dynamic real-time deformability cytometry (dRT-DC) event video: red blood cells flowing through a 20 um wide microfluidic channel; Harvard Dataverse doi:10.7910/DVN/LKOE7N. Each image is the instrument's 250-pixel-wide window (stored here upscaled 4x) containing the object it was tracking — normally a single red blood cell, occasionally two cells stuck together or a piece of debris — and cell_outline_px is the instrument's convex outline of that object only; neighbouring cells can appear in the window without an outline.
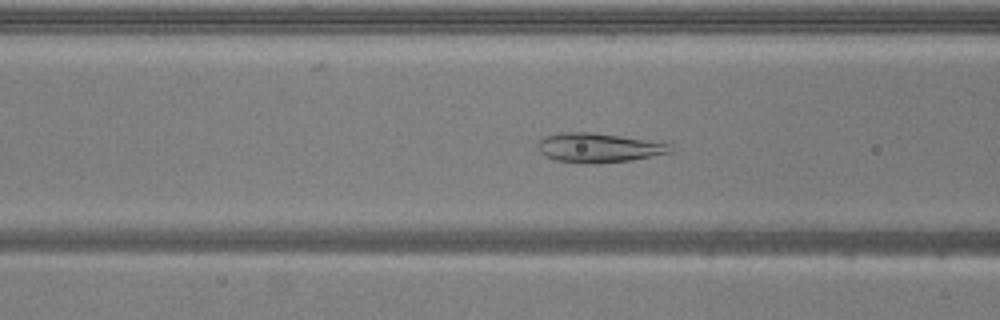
{"species": "common noctule bat (a hibernating species)", "species_latin": "Nyctalus noctula", "temperature_condition": "warm", "stored_images_in_passage": 53, "camera_frame_rate_fps": 3000, "um_per_image_px": 0.085, "animal": {"sex": "male", "body_mass_g": 20.5, "forearm_length_mm": 52.5}, "frame": {"image": 1, "passage_image": 19, "time_ms": 6.0, "image_size_px": [1000, 320], "cell_outline_px": [[672, 152], [632, 160], [556, 160], [544, 156], [536, 148], [536, 144], [544, 136], [560, 132], [592, 132], [620, 136], [668, 144]], "centroid_in_image_um": [50.8, 12.5], "position_along_channel_um": 115.8, "area_um2": 21.39}}
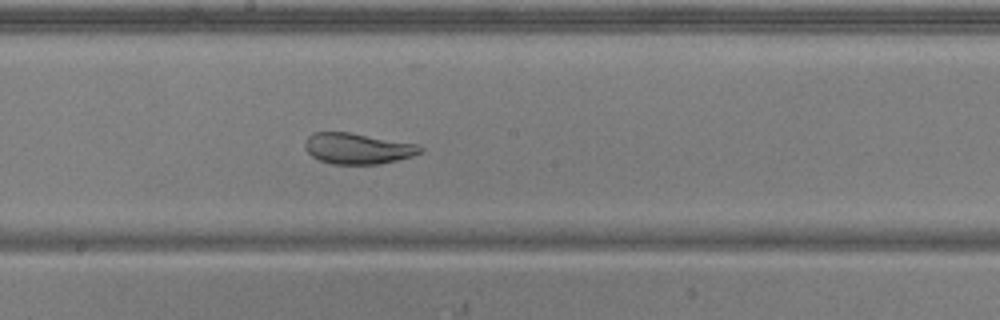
{"frame": {"image": 2, "passage_image": 27, "time_ms": 8.667, "image_size_px": [1000, 320], "cell_outline_px": [[424, 148], [420, 152], [412, 156], [380, 164], [332, 164], [320, 160], [312, 156], [304, 148], [304, 144], [308, 136], [312, 132], [348, 132], [416, 144]], "centroid_in_image_um": [30.36, 12.62], "position_along_channel_um": 217.8, "area_um2": 20.58}}
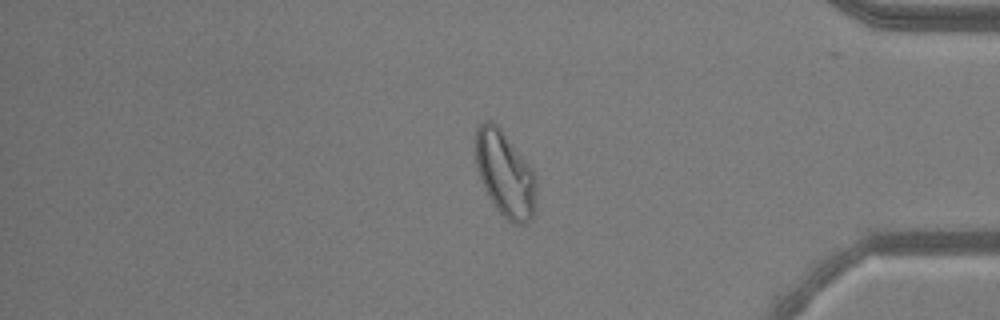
{"frame": {"image": 3, "passage_image": 43, "time_ms": 14.0, "image_size_px": [1000, 320], "cell_outline_px": [[536, 208], [532, 220], [524, 224], [516, 224], [508, 220], [496, 208], [488, 196], [484, 188], [476, 168], [476, 128], [484, 120], [492, 120], [500, 128], [532, 168], [536, 176]], "centroid_in_image_um": [42.94, 14.8], "position_along_channel_um": 392.3, "area_um2": 30.4}, "authors_computed_cell_mechanics": {"area_um2": 29.3624, "velocity_mm_per_s": 3.8222, "shape_relaxation_time_tau1_ms": 5.5762, "shape_relaxation_time_tau2_ms": 0.8285, "deformation_change_tau1": 0.1575, "deformation_change_tau2": 0.0505}}